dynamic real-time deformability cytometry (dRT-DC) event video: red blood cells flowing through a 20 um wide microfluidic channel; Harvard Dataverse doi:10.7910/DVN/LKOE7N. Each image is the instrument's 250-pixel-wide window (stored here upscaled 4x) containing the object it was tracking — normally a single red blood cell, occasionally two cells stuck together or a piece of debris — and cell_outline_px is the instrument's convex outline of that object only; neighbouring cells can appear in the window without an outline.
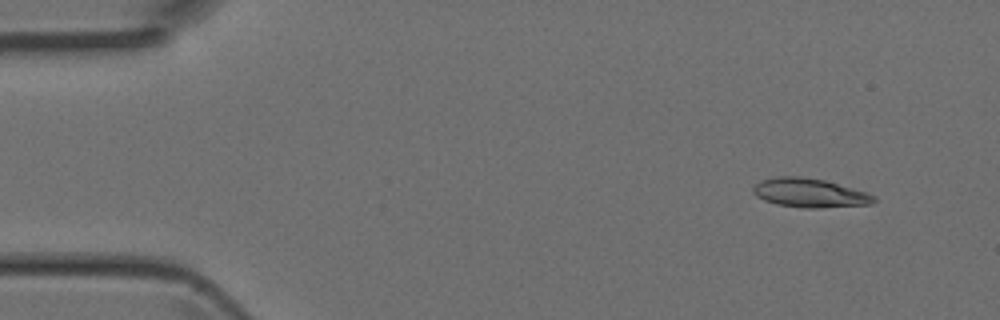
{"species": "Egyptian fruit bat (a non-hibernating species)", "species_latin": "Rousettus aegyptiacus", "temperature_condition": "room temperature", "stored_images_in_passage": 4, "camera_frame_rate_fps": 3000, "um_per_image_px": 0.085, "animal": {"sex": "female"}, "frame": {"image": 1, "passage_image": 1, "time_ms": 0.0, "image_size_px": [1000, 320], "cell_outline_px": [[876, 200], [872, 204], [820, 208], [804, 208], [776, 204], [764, 200], [756, 196], [752, 192], [752, 184], [760, 180], [776, 176], [800, 176], [824, 180], [868, 192], [876, 196]], "centroid_in_image_um": [68.8, 16.39], "position_along_channel_um": 16.2, "area_um2": 20.69}}